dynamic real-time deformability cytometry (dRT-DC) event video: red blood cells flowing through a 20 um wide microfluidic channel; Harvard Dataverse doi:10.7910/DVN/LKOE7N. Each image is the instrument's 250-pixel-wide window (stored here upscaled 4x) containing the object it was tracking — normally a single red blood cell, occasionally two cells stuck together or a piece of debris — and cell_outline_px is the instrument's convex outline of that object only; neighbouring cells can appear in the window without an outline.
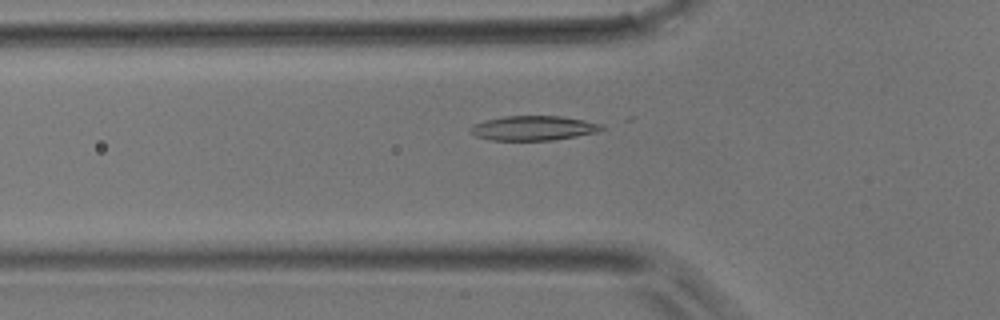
{"species": "common noctule bat (a hibernating species)", "species_latin": "Nyctalus noctula", "temperature_condition": "room temperature", "stored_images_in_passage": 35, "camera_frame_rate_fps": 3000, "um_per_image_px": 0.085, "animal": {"sex": "male", "body_mass_g": 17.9}, "frame": {"image": 1, "passage_image": 9, "time_ms": 2.667, "image_size_px": [1000, 320], "cell_outline_px": [[608, 128], [596, 132], [576, 136], [552, 140], [492, 140], [476, 136], [468, 132], [468, 128], [484, 120], [504, 116], [560, 116], [584, 120], [604, 124]], "centroid_in_image_um": [45.36, 10.88], "position_along_channel_um": 80.4, "area_um2": 18.9}}
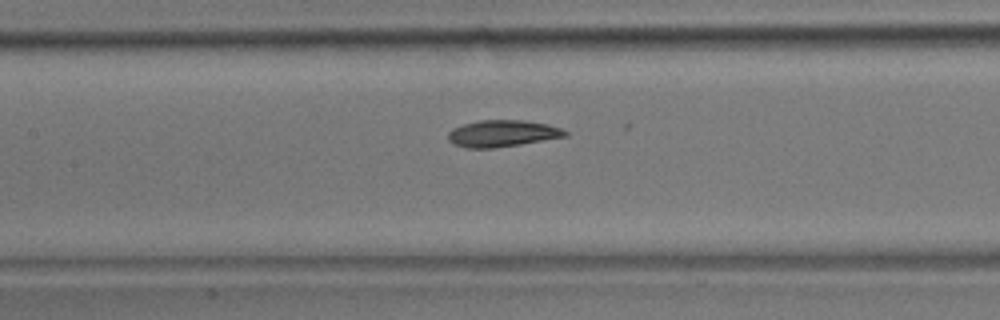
{"frame": {"image": 2, "passage_image": 15, "time_ms": 4.667, "image_size_px": [1000, 320], "cell_outline_px": [[568, 136], [520, 144], [492, 148], [464, 148], [452, 144], [448, 140], [448, 132], [452, 128], [464, 124], [480, 120], [524, 120], [548, 124], [560, 128], [568, 132]], "centroid_in_image_um": [42.67, 11.35], "position_along_channel_um": 164.7, "area_um2": 18.26}}
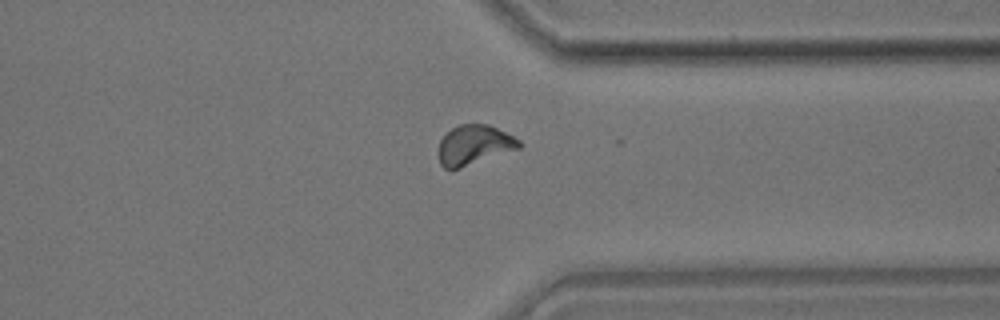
{"frame": {"image": 3, "passage_image": 30, "time_ms": 9.667, "image_size_px": [1000, 320], "cell_outline_px": [[520, 148], [460, 168], [444, 168], [440, 164], [440, 140], [452, 128], [460, 124], [488, 124], [520, 140]], "centroid_in_image_um": [40.31, 12.32], "position_along_channel_um": 371.1, "area_um2": 18.21}}